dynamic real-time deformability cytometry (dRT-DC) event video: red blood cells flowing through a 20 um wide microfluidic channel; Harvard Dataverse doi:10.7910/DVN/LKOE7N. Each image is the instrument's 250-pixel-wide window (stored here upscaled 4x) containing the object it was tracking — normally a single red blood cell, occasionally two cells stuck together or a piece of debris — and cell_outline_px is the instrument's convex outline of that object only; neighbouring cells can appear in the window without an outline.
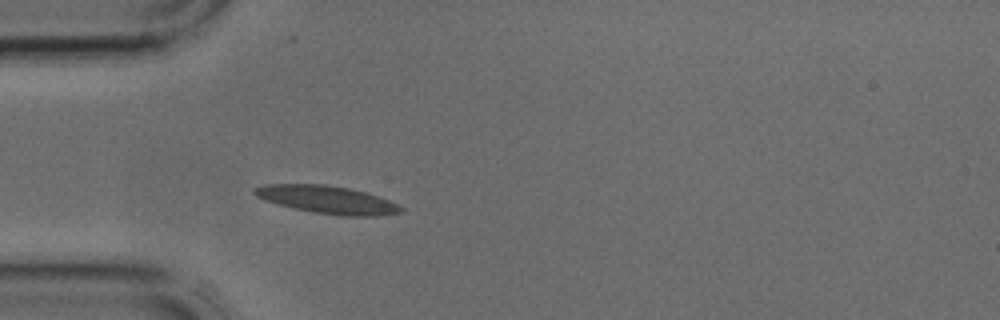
{"species": "common noctule bat (a hibernating species)", "species_latin": "Nyctalus noctula", "temperature_condition": "cold", "stored_images_in_passage": 1, "camera_frame_rate_fps": 3000, "um_per_image_px": 0.085, "animal": {"sex": "male", "body_mass_g": 17.9, "forearm_length_mm": 54.2}, "frame": {"image": 1, "passage_image": 1, "time_ms": 0.0, "image_size_px": [1000, 320], "cell_outline_px": [[404, 208], [400, 212], [376, 216], [340, 216], [316, 212], [296, 208], [264, 200], [256, 196], [252, 192], [252, 188], [264, 184], [324, 184], [348, 188], [364, 192], [388, 200]], "centroid_in_image_um": [27.77, 16.96], "position_along_channel_um": 57.2, "area_um2": 23.35}}